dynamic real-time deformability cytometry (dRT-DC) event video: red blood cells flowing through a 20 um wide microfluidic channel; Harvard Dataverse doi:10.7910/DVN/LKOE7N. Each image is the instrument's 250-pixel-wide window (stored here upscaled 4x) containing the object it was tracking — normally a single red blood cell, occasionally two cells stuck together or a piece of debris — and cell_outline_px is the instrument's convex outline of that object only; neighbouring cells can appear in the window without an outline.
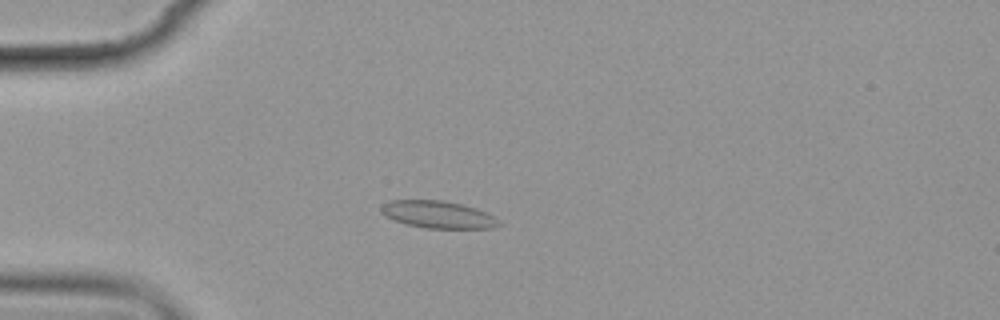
{"species": "common noctule bat (a hibernating species)", "species_latin": "Nyctalus noctula", "temperature_condition": "cold", "stored_images_in_passage": 6, "camera_frame_rate_fps": 3000, "um_per_image_px": 0.085, "animal": {"sex": "female", "body_mass_g": 19.9}, "frame": {"image": 1, "passage_image": 1, "time_ms": 0.0, "image_size_px": [1000, 320], "cell_outline_px": [[504, 224], [496, 228], [424, 228], [404, 224], [380, 212], [380, 208], [384, 204], [392, 200], [444, 200], [476, 208], [488, 212], [500, 220]], "centroid_in_image_um": [37.31, 18.24], "position_along_channel_um": 47.7, "area_um2": 18.84}}
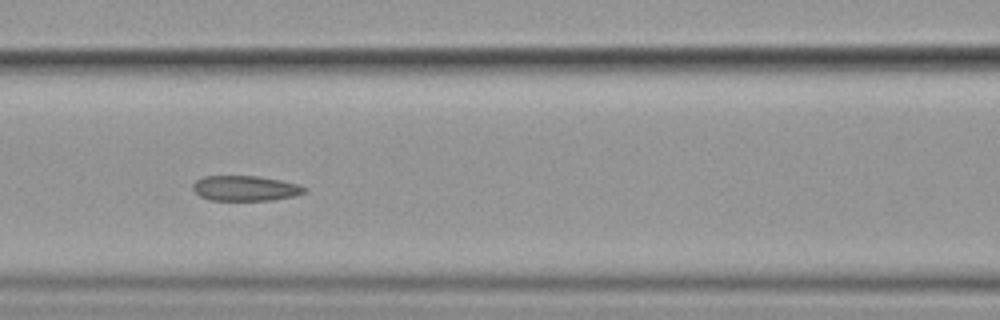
{"frame": {"image": 2, "passage_image": 4, "time_ms": 3.333, "image_size_px": [1000, 320], "cell_outline_px": [[308, 192], [296, 196], [272, 200], [208, 200], [200, 196], [192, 188], [192, 184], [196, 180], [204, 176], [256, 176], [280, 180], [300, 184], [308, 188]], "centroid_in_image_um": [20.9, 16.01], "position_along_channel_um": 145.7, "area_um2": 16.59}}
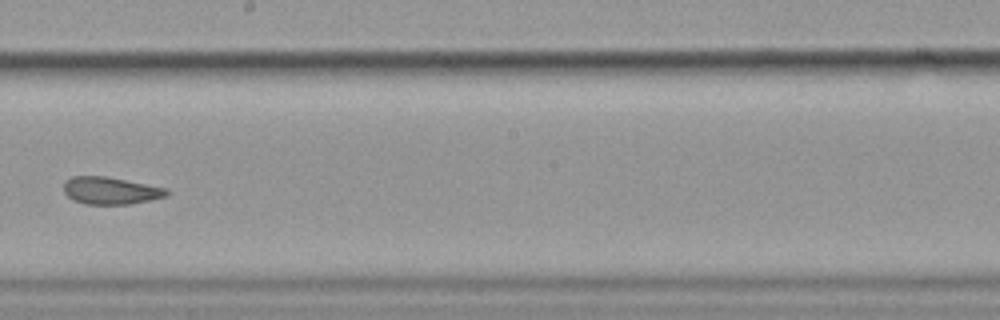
{"frame": {"image": 3, "passage_image": 6, "time_ms": 6.0, "image_size_px": [1000, 320], "cell_outline_px": [[168, 196], [152, 200], [128, 204], [84, 204], [72, 200], [64, 192], [64, 180], [72, 176], [108, 176], [168, 188]], "centroid_in_image_um": [9.41, 16.2], "position_along_channel_um": 238.8, "area_um2": 16.65}}